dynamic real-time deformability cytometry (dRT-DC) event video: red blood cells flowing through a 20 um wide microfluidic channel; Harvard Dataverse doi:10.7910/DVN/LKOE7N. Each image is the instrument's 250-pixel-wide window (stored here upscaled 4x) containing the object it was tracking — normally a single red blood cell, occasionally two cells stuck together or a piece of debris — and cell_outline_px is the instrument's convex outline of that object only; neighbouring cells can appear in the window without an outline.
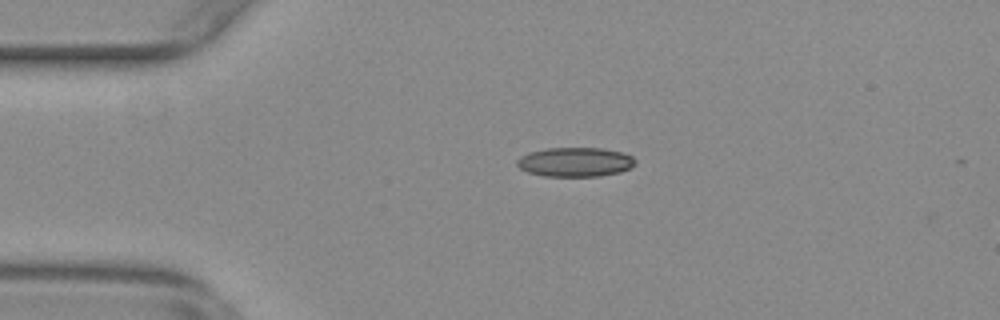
{"species": "common noctule bat (a hibernating species)", "species_latin": "Nyctalus noctula", "temperature_condition": "warm", "stored_images_in_passage": 53, "camera_frame_rate_fps": 3000, "um_per_image_px": 0.085, "animal": {"sex": "female", "body_mass_g": 29.2, "forearm_length_mm": 56.3}, "frame": {"image": 1, "passage_image": 11, "time_ms": 3.333, "image_size_px": [1000, 320], "cell_outline_px": [[636, 164], [620, 172], [600, 176], [544, 176], [528, 172], [520, 168], [516, 164], [516, 160], [520, 156], [528, 152], [544, 148], [604, 148], [620, 152], [632, 156], [636, 160]], "centroid_in_image_um": [48.87, 13.76], "position_along_channel_um": 36.1, "area_um2": 20.29}}
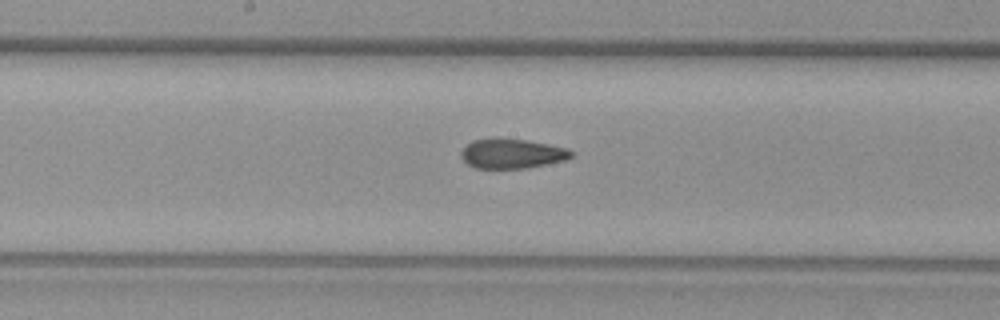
{"frame": {"image": 2, "passage_image": 27, "time_ms": 8.667, "image_size_px": [1000, 320], "cell_outline_px": [[572, 156], [564, 160], [528, 168], [476, 168], [468, 164], [460, 156], [460, 152], [472, 140], [496, 136], [524, 140], [548, 144], [568, 148], [572, 152]], "centroid_in_image_um": [43.48, 13.03], "position_along_channel_um": 204.7, "area_um2": 19.19}}
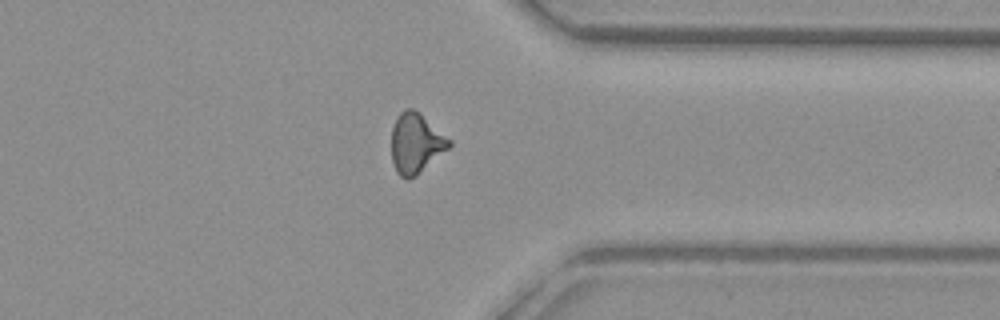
{"frame": {"image": 3, "passage_image": 41, "time_ms": 13.333, "image_size_px": [1000, 320], "cell_outline_px": [[452, 144], [448, 148], [416, 176], [408, 180], [400, 176], [396, 172], [392, 164], [392, 128], [400, 112], [404, 108], [412, 108], [420, 112], [452, 140]], "centroid_in_image_um": [35.35, 12.17], "position_along_channel_um": 376.1, "area_um2": 20.29}, "authors_computed_cell_mechanics": {"area_um2": 19.5942, "velocity_mm_per_s": 3.8116, "shape_relaxation_time_tau1_ms": null, "shape_relaxation_time_tau2_ms": 2.3525, "deformation_change_tau1": null, "deformation_change_tau2": 0.0935}}